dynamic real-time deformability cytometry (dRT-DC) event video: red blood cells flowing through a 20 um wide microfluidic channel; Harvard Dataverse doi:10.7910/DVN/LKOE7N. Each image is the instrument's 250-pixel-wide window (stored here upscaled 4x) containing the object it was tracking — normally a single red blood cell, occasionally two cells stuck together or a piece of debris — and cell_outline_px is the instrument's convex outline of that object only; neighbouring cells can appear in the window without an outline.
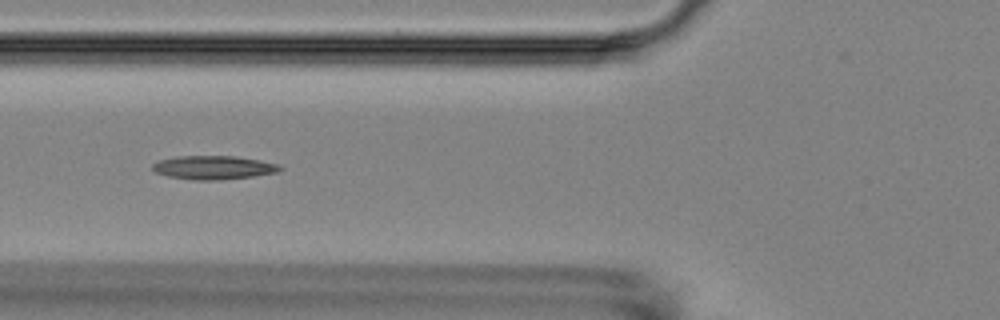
{"species": "Egyptian fruit bat (a non-hibernating species)", "species_latin": "Rousettus aegyptiacus", "temperature_condition": "room temperature", "stored_images_in_passage": 6, "camera_frame_rate_fps": 3000, "um_per_image_px": 0.085, "animal": {"sex": "female"}, "frame": {"image": 1, "passage_image": 6, "time_ms": 6.0, "image_size_px": [1000, 320], "cell_outline_px": [[284, 168], [280, 172], [252, 176], [220, 180], [196, 180], [168, 176], [156, 172], [152, 168], [152, 164], [160, 160], [176, 156], [232, 156], [260, 160], [280, 164]], "centroid_in_image_um": [18.2, 14.24], "position_along_channel_um": 107.6, "area_um2": 17.57}}